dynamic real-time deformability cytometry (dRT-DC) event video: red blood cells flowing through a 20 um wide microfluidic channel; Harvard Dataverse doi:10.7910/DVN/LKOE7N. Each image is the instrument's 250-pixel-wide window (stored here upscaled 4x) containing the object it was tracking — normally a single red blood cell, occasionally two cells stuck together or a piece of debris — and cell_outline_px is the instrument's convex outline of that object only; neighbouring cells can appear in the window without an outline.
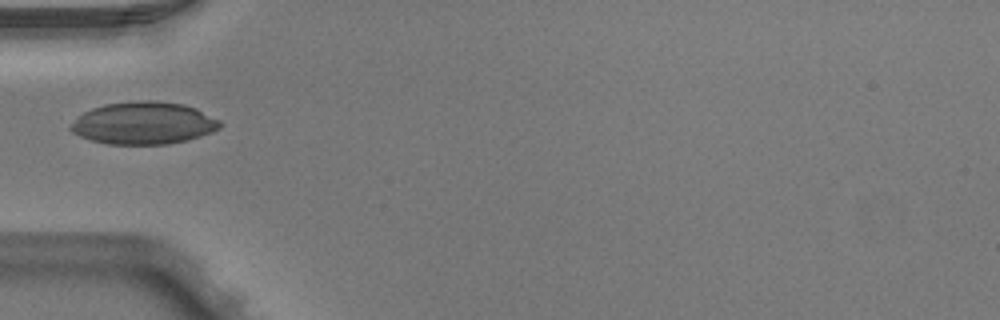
{"species": "Egyptian fruit bat (a non-hibernating species)", "species_latin": "Rousettus aegyptiacus", "temperature_condition": "warm", "stored_images_in_passage": 2, "camera_frame_rate_fps": 3000, "um_per_image_px": 0.085, "animal": {"sex": "male"}, "frame": {"image": 1, "passage_image": 1, "time_ms": 0.0, "image_size_px": [1000, 320], "cell_outline_px": [[220, 128], [212, 132], [188, 140], [168, 144], [108, 144], [92, 140], [80, 136], [72, 132], [68, 128], [84, 112], [92, 108], [104, 104], [136, 100], [156, 100], [184, 104], [196, 108], [220, 120]], "centroid_in_image_um": [12.23, 10.45], "position_along_channel_um": 72.8, "area_um2": 36.88}}
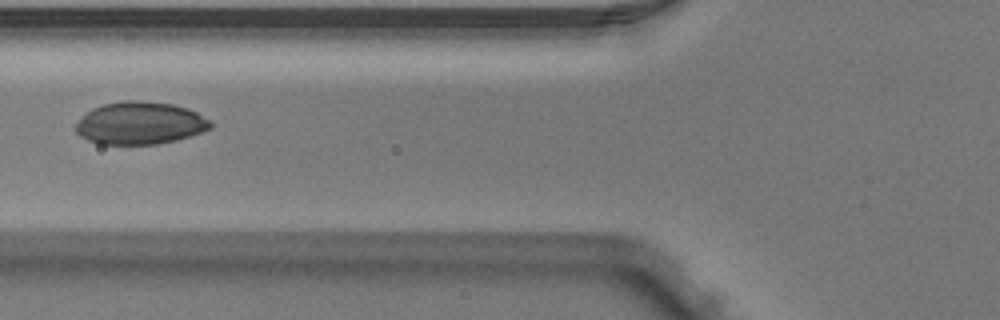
{"frame": {"image": 2, "passage_image": 2, "time_ms": 0.333, "image_size_px": [1000, 320], "cell_outline_px": [[212, 128], [176, 140], [156, 144], [100, 144], [88, 140], [80, 136], [72, 128], [92, 108], [104, 104], [124, 100], [140, 100], [172, 104], [188, 108], [196, 112], [208, 120], [212, 124]], "centroid_in_image_um": [11.87, 10.46], "position_along_channel_um": 113.9, "area_um2": 33.23}}